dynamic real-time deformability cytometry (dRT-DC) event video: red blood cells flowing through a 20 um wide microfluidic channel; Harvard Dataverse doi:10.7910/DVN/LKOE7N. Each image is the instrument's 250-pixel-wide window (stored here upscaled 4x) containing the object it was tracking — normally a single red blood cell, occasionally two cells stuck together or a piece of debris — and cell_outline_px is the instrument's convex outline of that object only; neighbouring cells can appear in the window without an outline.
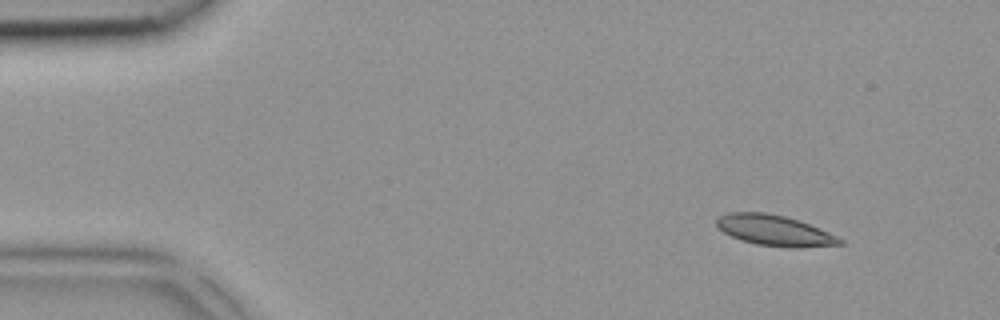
{"species": "common noctule bat (a hibernating species)", "species_latin": "Nyctalus noctula", "temperature_condition": "room temperature", "stored_images_in_passage": 4, "camera_frame_rate_fps": 3000, "um_per_image_px": 0.085, "animal": {"sex": "female", "body_mass_g": 18.4}, "frame": {"image": 1, "passage_image": 1, "time_ms": 0.0, "image_size_px": [1000, 320], "cell_outline_px": [[844, 244], [796, 248], [788, 248], [756, 244], [732, 236], [716, 228], [716, 220], [720, 216], [728, 212], [764, 212], [784, 216], [800, 220], [828, 232], [844, 240]], "centroid_in_image_um": [65.84, 19.59], "position_along_channel_um": 19.2, "area_um2": 22.02}}